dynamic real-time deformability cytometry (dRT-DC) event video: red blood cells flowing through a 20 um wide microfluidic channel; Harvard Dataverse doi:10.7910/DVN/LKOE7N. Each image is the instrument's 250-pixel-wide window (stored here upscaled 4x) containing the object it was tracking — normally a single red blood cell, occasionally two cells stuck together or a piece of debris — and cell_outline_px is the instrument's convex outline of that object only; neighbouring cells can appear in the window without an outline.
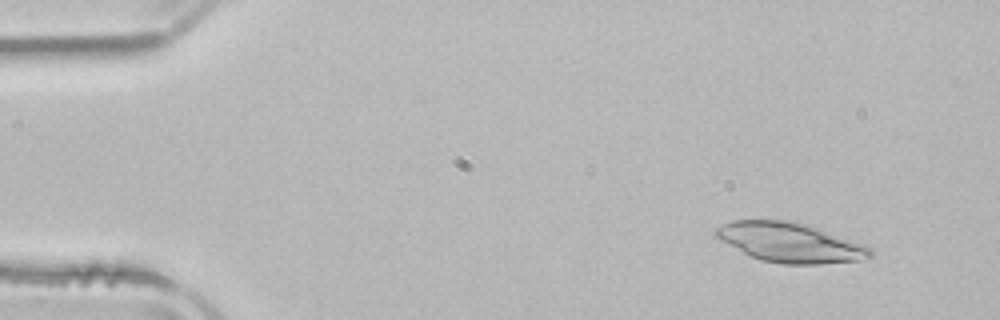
{"species": "common noctule bat (a hibernating species)", "species_latin": "Nyctalus noctula", "temperature_condition": "room temperature", "stored_images_in_passage": 5, "camera_frame_rate_fps": 3000, "um_per_image_px": 0.085, "animal": {"sex": "male", "body_mass_g": 21.5, "forearm_length_mm": 52.0}, "frame": {"image": 1, "passage_image": 2, "time_ms": 1.333, "image_size_px": [1000, 320], "cell_outline_px": [[872, 256], [860, 260], [820, 264], [780, 264], [760, 260], [712, 236], [712, 232], [716, 228], [732, 220], [788, 220], [804, 224], [864, 244], [872, 248]], "centroid_in_image_um": [67.13, 20.62], "position_along_channel_um": 17.9, "area_um2": 35.37}}